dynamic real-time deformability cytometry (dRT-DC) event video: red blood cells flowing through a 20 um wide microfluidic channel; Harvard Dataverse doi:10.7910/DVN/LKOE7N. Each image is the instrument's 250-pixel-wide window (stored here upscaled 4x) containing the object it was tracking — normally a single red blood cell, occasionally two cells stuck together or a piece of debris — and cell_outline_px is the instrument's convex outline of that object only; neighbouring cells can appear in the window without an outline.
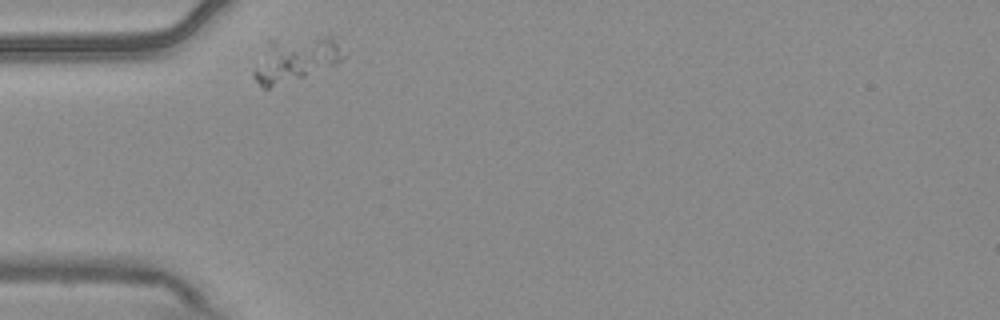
{"species": "common noctule bat (a hibernating species)", "species_latin": "Nyctalus noctula", "temperature_condition": "warm", "stored_images_in_passage": 2, "camera_frame_rate_fps": 3000, "um_per_image_px": 0.085, "animal": {"sex": "male", "body_mass_g": 20.4}, "frame": {"image": 1, "passage_image": 1, "time_ms": 0.0, "image_size_px": [1000, 320], "cell_outline_px": [[304, 76], [268, 88], [260, 88], [252, 76], [252, 72], [268, 40], [276, 40], [296, 52], [304, 60]], "centroid_in_image_um": [23.59, 5.57], "position_along_channel_um": 61.4, "area_um2": 12.48}}
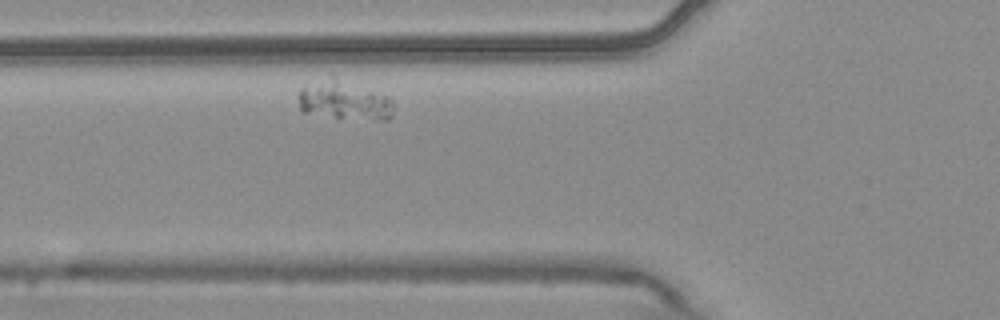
{"frame": {"image": 2, "passage_image": 2, "time_ms": 0.333, "image_size_px": [1000, 320], "cell_outline_px": [[392, 116], [388, 120], [376, 120], [336, 116], [304, 112], [300, 108], [296, 96], [300, 88], [332, 72], [388, 96], [392, 100]], "centroid_in_image_um": [29.23, 8.43], "position_along_channel_um": 96.6, "area_um2": 22.43}}